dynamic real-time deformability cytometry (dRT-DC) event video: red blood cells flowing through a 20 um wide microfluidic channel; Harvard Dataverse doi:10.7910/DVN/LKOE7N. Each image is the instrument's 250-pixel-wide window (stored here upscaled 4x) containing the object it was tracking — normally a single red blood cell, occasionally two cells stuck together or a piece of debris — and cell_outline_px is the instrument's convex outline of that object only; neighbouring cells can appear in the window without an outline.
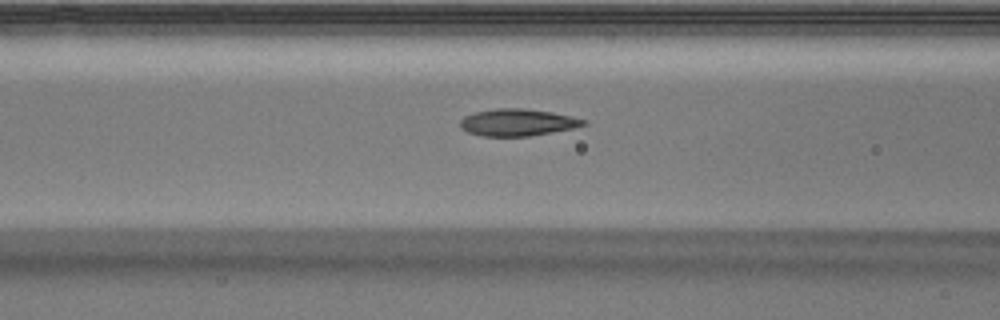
{"species": "Egyptian fruit bat (a non-hibernating species)", "species_latin": "Rousettus aegyptiacus", "temperature_condition": "warm", "stored_images_in_passage": 32, "camera_frame_rate_fps": 3000, "um_per_image_px": 0.085, "animal": {"sex": "male"}, "frame": {"image": 1, "passage_image": 6, "time_ms": 1.667, "image_size_px": [1000, 320], "cell_outline_px": [[588, 124], [572, 128], [552, 132], [528, 136], [480, 136], [468, 132], [460, 128], [460, 120], [464, 116], [476, 112], [496, 108], [524, 108], [552, 112], [572, 116], [588, 120]], "centroid_in_image_um": [44.0, 10.4], "position_along_channel_um": 122.6, "area_um2": 19.48}}
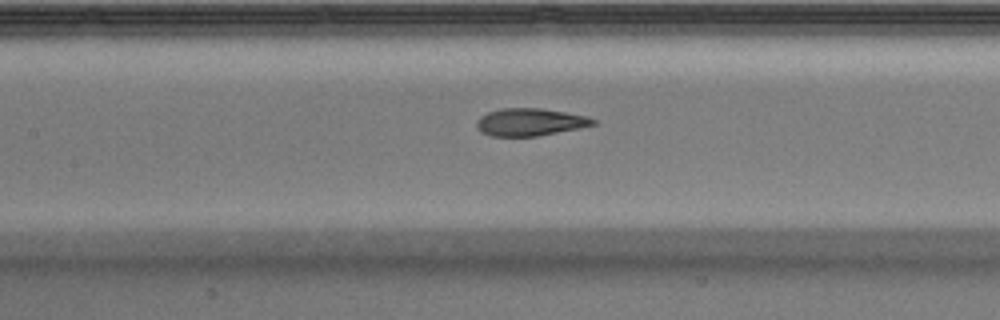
{"frame": {"image": 2, "passage_image": 9, "time_ms": 2.667, "image_size_px": [1000, 320], "cell_outline_px": [[596, 124], [536, 136], [492, 136], [480, 132], [476, 124], [476, 120], [480, 116], [488, 112], [500, 108], [540, 108], [564, 112], [584, 116], [596, 120]], "centroid_in_image_um": [44.97, 10.37], "position_along_channel_um": 162.4, "area_um2": 18.38}}
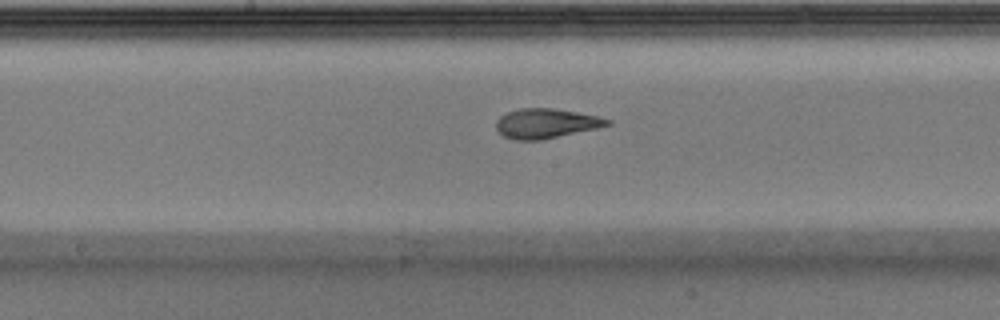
{"frame": {"image": 3, "passage_image": 12, "time_ms": 3.667, "image_size_px": [1000, 320], "cell_outline_px": [[612, 124], [596, 128], [540, 140], [516, 140], [504, 136], [496, 128], [496, 120], [500, 116], [508, 112], [520, 108], [552, 108], [576, 112], [596, 116], [612, 120]], "centroid_in_image_um": [46.39, 10.48], "position_along_channel_um": 201.8, "area_um2": 18.96}}